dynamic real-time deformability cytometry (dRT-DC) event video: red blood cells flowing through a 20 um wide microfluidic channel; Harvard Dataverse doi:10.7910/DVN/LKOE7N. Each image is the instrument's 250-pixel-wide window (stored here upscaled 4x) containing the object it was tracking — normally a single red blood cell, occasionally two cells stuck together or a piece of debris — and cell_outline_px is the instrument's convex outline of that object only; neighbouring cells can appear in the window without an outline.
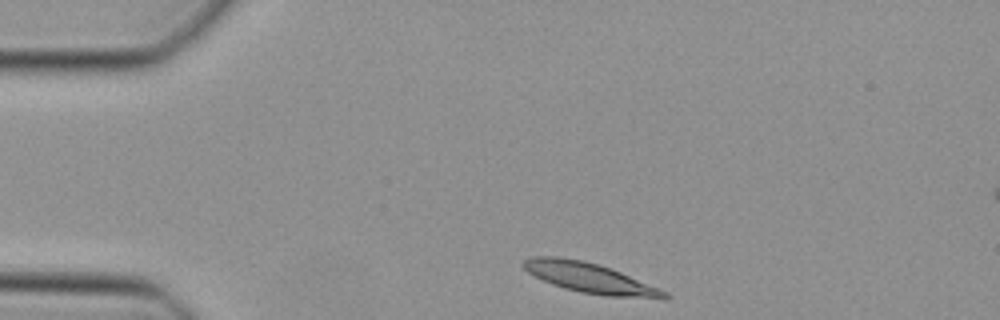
{"species": "Egyptian fruit bat (a non-hibernating species)", "species_latin": "Rousettus aegyptiacus", "temperature_condition": "cold", "stored_images_in_passage": 39, "camera_frame_rate_fps": 3000, "um_per_image_px": 0.085, "animal": {"sex": "female"}, "frame": {"image": 1, "passage_image": 1, "time_ms": 0.0, "image_size_px": [1000, 320], "cell_outline_px": [[672, 296], [668, 300], [604, 296], [580, 292], [564, 288], [552, 284], [528, 272], [520, 264], [524, 260], [536, 256], [556, 256], [584, 260], [600, 264], [612, 268], [660, 288], [668, 292]], "centroid_in_image_um": [50.25, 23.65], "position_along_channel_um": 34.7, "area_um2": 25.26}}
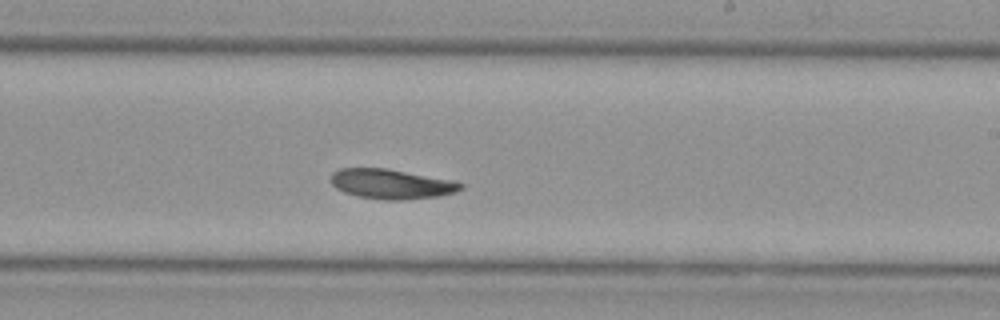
{"frame": {"image": 2, "passage_image": 20, "time_ms": 6.333, "image_size_px": [1000, 320], "cell_outline_px": [[464, 188], [456, 192], [440, 196], [400, 200], [384, 200], [356, 196], [344, 192], [336, 188], [332, 184], [332, 172], [340, 168], [388, 168], [452, 180], [464, 184]], "centroid_in_image_um": [33.28, 15.64], "position_along_channel_um": 255.7, "area_um2": 22.66}}
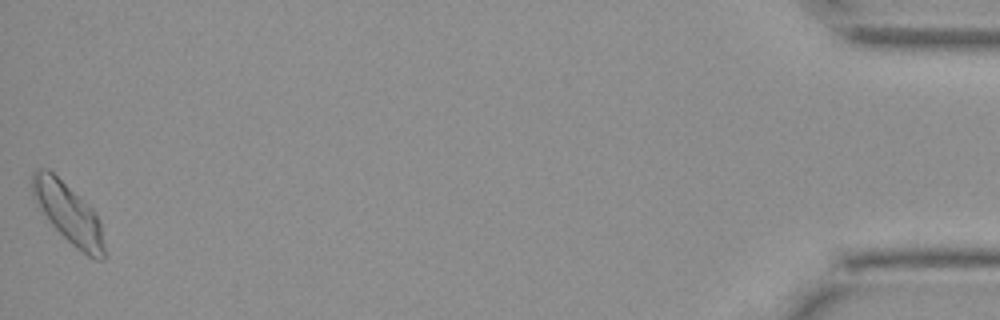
{"frame": {"image": 3, "passage_image": 39, "time_ms": 12.667, "image_size_px": [1000, 320], "cell_outline_px": [[104, 260], [96, 260], [88, 256], [76, 248], [36, 208], [32, 196], [32, 172], [40, 168], [48, 168], [92, 208], [100, 220], [104, 248]], "centroid_in_image_um": [5.78, 18.11], "position_along_channel_um": 429.4, "area_um2": 25.09}}